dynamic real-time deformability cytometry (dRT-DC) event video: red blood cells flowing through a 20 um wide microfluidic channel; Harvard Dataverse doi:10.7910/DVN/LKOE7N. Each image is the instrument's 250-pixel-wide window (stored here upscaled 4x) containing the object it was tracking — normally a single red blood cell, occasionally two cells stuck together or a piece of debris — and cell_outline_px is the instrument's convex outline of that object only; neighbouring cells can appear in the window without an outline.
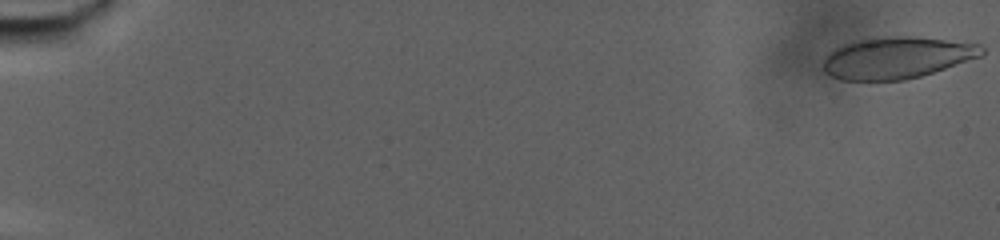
{"species": "human", "species_latin": "Homo sapiens", "temperature_condition": "warm", "stored_images_in_passage": 79, "camera_frame_rate_fps": 3000, "um_per_image_px": 0.085, "donor": {"sex": "male"}, "frame": {"image": 1, "passage_image": 1, "time_ms": 0.0, "image_size_px": [1000, 240], "cell_outline_px": [[984, 56], [920, 76], [904, 80], [840, 80], [824, 72], [824, 56], [828, 52], [844, 44], [860, 40], [884, 36], [908, 36], [980, 44], [984, 48]], "centroid_in_image_um": [76.23, 4.91], "position_along_channel_um": 8.8, "area_um2": 38.38}}
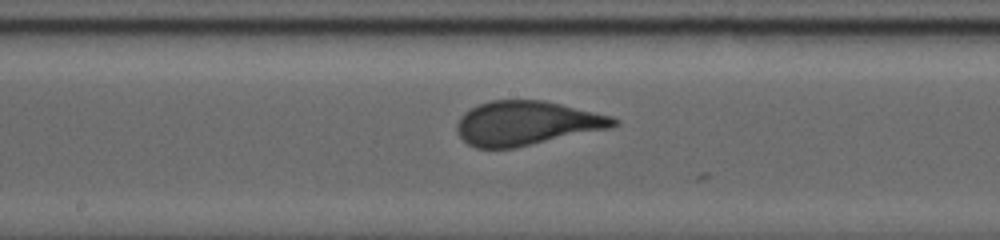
{"frame": {"image": 2, "passage_image": 45, "time_ms": 14.667, "image_size_px": [1000, 240], "cell_outline_px": [[620, 124], [612, 128], [516, 148], [476, 148], [468, 144], [456, 132], [456, 124], [460, 116], [464, 112], [480, 104], [492, 100], [544, 100], [612, 116], [620, 120]], "centroid_in_image_um": [44.79, 10.48], "position_along_channel_um": 203.4, "area_um2": 40.63}}
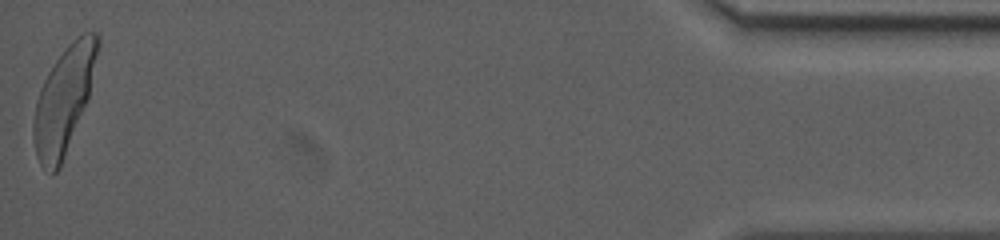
{"frame": {"image": 3, "passage_image": 79, "time_ms": 26.0, "image_size_px": [1000, 240], "cell_outline_px": [[100, 44], [88, 96], [60, 168], [52, 176], [40, 164], [36, 156], [32, 136], [32, 124], [36, 100], [40, 88], [48, 72], [56, 60], [68, 44], [72, 40], [84, 32], [96, 32], [100, 36]], "centroid_in_image_um": [5.4, 8.5], "position_along_channel_um": 429.8, "area_um2": 39.3}, "authors_computed_cell_mechanics": {"area_um2": 39.6508, "velocity_mm_per_s": 2.7101, "shape_relaxation_time_tau1_ms": 5.5108, "shape_relaxation_time_tau2_ms": null, "deformation_change_tau1": 0.2015, "deformation_change_tau2": null}}